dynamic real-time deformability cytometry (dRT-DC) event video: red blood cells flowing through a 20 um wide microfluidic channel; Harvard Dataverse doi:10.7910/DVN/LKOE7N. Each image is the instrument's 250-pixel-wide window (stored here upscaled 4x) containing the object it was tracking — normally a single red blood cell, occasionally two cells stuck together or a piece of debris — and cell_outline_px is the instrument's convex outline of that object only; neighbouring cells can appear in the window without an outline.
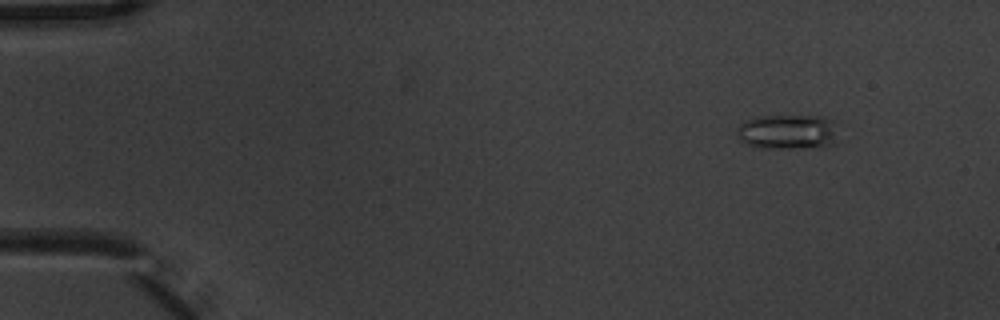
{"species": "common noctule bat (a hibernating species)", "species_latin": "Nyctalus noctula", "temperature_condition": "warm", "stored_images_in_passage": 4, "camera_frame_rate_fps": 3000, "um_per_image_px": 0.085, "animal": {"sex": "male", "body_mass_g": 20.1, "forearm_length_mm": 53.5}, "frame": {"image": 1, "passage_image": 1, "time_ms": 0.0, "image_size_px": [1000, 320], "cell_outline_px": [[832, 144], [820, 148], [760, 148], [744, 144], [740, 140], [736, 132], [740, 124], [744, 120], [756, 116], [824, 116], [832, 120]], "centroid_in_image_um": [66.84, 11.21], "position_along_channel_um": 18.2, "area_um2": 20.46}}
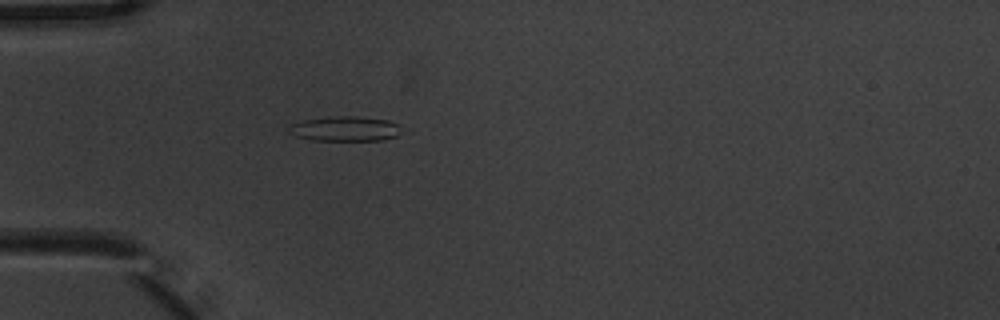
{"frame": {"image": 2, "passage_image": 4, "time_ms": 1.0, "image_size_px": [1000, 320], "cell_outline_px": [[396, 136], [384, 140], [312, 140], [296, 136], [288, 132], [288, 124], [304, 120], [328, 116], [356, 116], [388, 120], [396, 124]], "centroid_in_image_um": [29.21, 10.94], "position_along_channel_um": 55.8, "area_um2": 16.13}}